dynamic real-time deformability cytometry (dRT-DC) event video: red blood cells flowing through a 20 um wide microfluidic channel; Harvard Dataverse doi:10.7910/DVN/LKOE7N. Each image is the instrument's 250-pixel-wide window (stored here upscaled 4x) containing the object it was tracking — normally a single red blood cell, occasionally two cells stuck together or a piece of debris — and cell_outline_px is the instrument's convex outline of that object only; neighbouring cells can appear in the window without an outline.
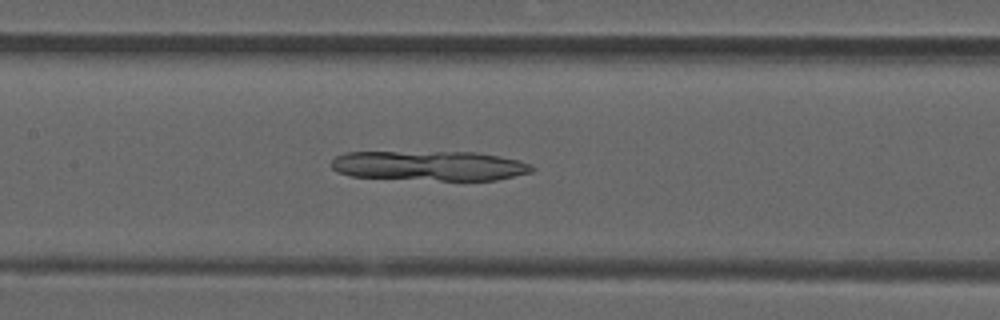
{"species": "common noctule bat (a hibernating species)", "species_latin": "Nyctalus noctula", "temperature_condition": "room temperature", "stored_images_in_passage": 48, "camera_frame_rate_fps": 3000, "um_per_image_px": 0.085, "animal": {"sex": "male", "forearm_length_mm": 52.5}, "frame": {"image": 1, "passage_image": 24, "time_ms": 7.667, "image_size_px": [1000, 320], "cell_outline_px": [[536, 168], [532, 172], [496, 180], [440, 180], [352, 176], [336, 172], [332, 168], [332, 160], [336, 156], [344, 152], [476, 152], [500, 156], [520, 160], [532, 164]], "centroid_in_image_um": [36.55, 14.08], "position_along_channel_um": 170.8, "area_um2": 34.91}}
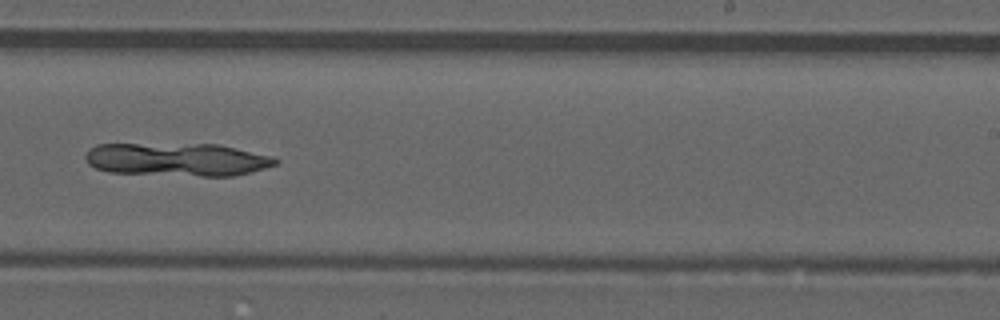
{"frame": {"image": 2, "passage_image": 32, "time_ms": 10.333, "image_size_px": [1000, 320], "cell_outline_px": [[280, 160], [276, 164], [252, 172], [232, 176], [200, 176], [108, 172], [96, 168], [88, 164], [84, 160], [84, 156], [88, 148], [96, 144], [220, 144], [272, 156]], "centroid_in_image_um": [15.03, 13.55], "position_along_channel_um": 274.0, "area_um2": 36.99}}
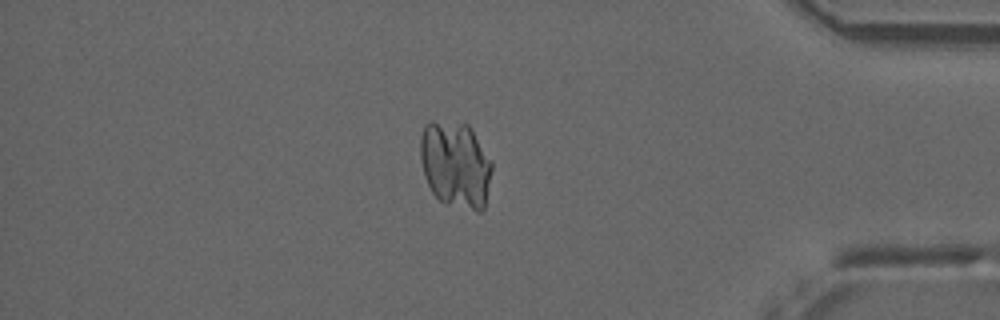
{"frame": {"image": 3, "passage_image": 44, "time_ms": 14.333, "image_size_px": [1000, 320], "cell_outline_px": [[492, 168], [484, 208], [480, 212], [476, 212], [444, 204], [432, 192], [424, 176], [420, 156], [420, 136], [424, 124], [428, 120], [432, 120], [468, 124], [472, 128], [492, 160]], "centroid_in_image_um": [38.71, 13.98], "position_along_channel_um": 396.5, "area_um2": 36.82}}